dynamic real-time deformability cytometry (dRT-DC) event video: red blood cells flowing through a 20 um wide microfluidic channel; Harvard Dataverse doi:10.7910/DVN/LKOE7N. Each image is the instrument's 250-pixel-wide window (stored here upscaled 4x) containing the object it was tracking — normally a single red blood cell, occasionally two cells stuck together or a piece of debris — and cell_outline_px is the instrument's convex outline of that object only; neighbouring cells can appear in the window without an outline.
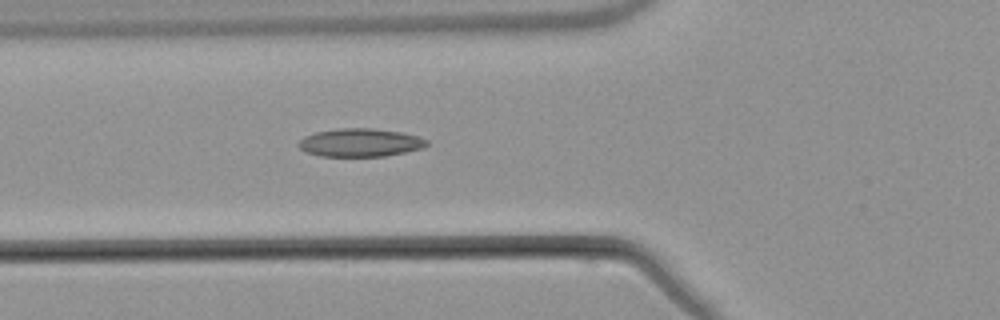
{"species": "common noctule bat (a hibernating species)", "species_latin": "Nyctalus noctula", "temperature_condition": "warm", "stored_images_in_passage": 6, "camera_frame_rate_fps": 3000, "um_per_image_px": 0.085, "animal": {"sex": "male", "body_mass_g": 21.5, "forearm_length_mm": 52.0}, "frame": {"image": 1, "passage_image": 5, "time_ms": 5.667, "image_size_px": [1000, 320], "cell_outline_px": [[428, 144], [424, 148], [384, 156], [320, 156], [308, 152], [300, 148], [296, 144], [304, 136], [316, 132], [336, 128], [372, 128], [400, 132], [420, 136], [428, 140]], "centroid_in_image_um": [30.63, 12.11], "position_along_channel_um": 95.2, "area_um2": 21.1}}